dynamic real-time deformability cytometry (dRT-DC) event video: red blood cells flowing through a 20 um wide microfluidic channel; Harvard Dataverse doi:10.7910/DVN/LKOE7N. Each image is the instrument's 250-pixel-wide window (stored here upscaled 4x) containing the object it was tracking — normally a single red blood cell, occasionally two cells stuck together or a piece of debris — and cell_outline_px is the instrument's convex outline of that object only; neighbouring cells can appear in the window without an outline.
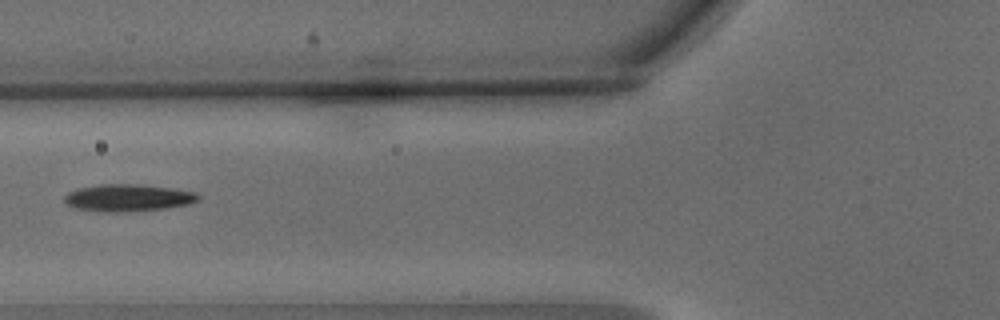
{"species": "common noctule bat (a hibernating species)", "species_latin": "Nyctalus noctula", "temperature_condition": "warm", "stored_images_in_passage": 5, "camera_frame_rate_fps": 3000, "um_per_image_px": 0.085, "animal": {"sex": "male", "body_mass_g": 15.6}, "frame": {"image": 1, "passage_image": 4, "time_ms": 1.0, "image_size_px": [1000, 320], "cell_outline_px": [[200, 200], [192, 204], [164, 208], [128, 212], [100, 212], [76, 208], [68, 204], [64, 200], [64, 196], [68, 192], [76, 188], [100, 184], [136, 184], [172, 188], [196, 192], [200, 196]], "centroid_in_image_um": [10.9, 16.81], "position_along_channel_um": 114.9, "area_um2": 21.39}}
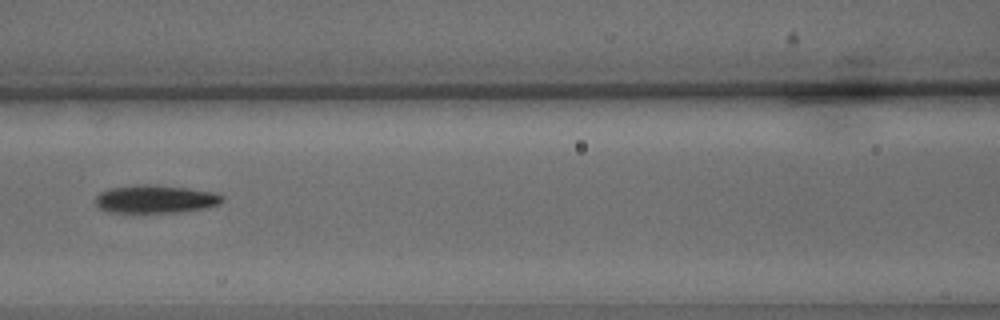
{"frame": {"image": 2, "passage_image": 5, "time_ms": 1.333, "image_size_px": [1000, 320], "cell_outline_px": [[224, 200], [220, 204], [204, 208], [180, 212], [108, 212], [100, 208], [96, 204], [96, 196], [100, 192], [108, 188], [136, 184], [148, 184], [188, 188], [216, 192], [224, 196]], "centroid_in_image_um": [13.23, 16.91], "position_along_channel_um": 153.4, "area_um2": 20.87}}